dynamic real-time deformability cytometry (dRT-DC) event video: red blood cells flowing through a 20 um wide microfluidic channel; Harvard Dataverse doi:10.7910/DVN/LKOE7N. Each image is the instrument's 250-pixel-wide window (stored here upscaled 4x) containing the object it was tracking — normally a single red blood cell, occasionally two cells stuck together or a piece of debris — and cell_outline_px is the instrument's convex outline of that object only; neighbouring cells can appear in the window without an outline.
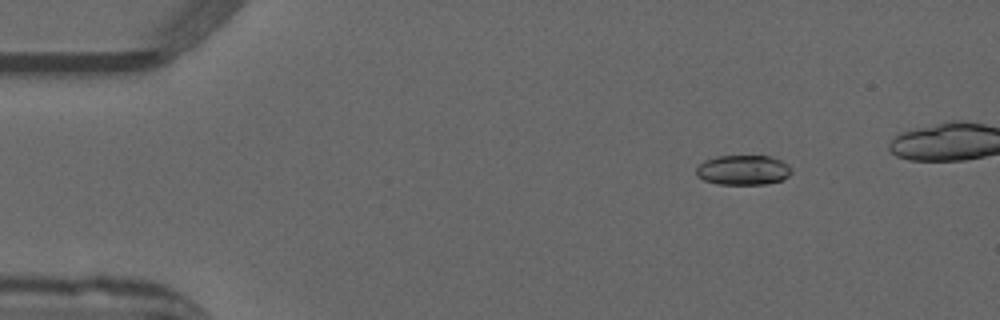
{"species": "common noctule bat (a hibernating species)", "species_latin": "Nyctalus noctula", "temperature_condition": "warm", "stored_images_in_passage": 46, "camera_frame_rate_fps": 3000, "um_per_image_px": 0.085, "animal": {"sex": "male", "forearm_length_mm": 52.5}, "frame": {"image": 1, "passage_image": 7, "time_ms": 2.0, "image_size_px": [1000, 320], "cell_outline_px": [[792, 172], [788, 176], [780, 180], [764, 184], [716, 184], [704, 180], [696, 176], [696, 168], [704, 160], [720, 156], [768, 156], [780, 160], [788, 164], [792, 168]], "centroid_in_image_um": [63.15, 14.45], "position_along_channel_um": 21.8, "area_um2": 16.53}}
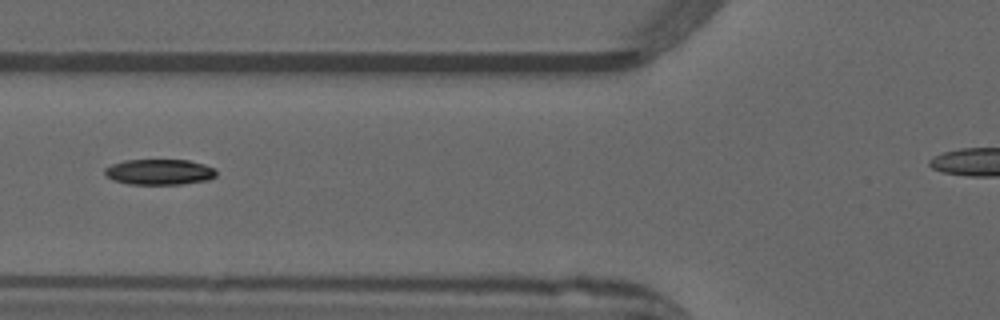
{"frame": {"image": 2, "passage_image": 20, "time_ms": 6.333, "image_size_px": [1000, 320], "cell_outline_px": [[216, 176], [208, 180], [180, 184], [128, 184], [112, 180], [104, 172], [104, 168], [112, 164], [124, 160], [188, 160], [204, 164], [216, 168]], "centroid_in_image_um": [13.55, 14.61], "position_along_channel_um": 112.2, "area_um2": 16.7}}
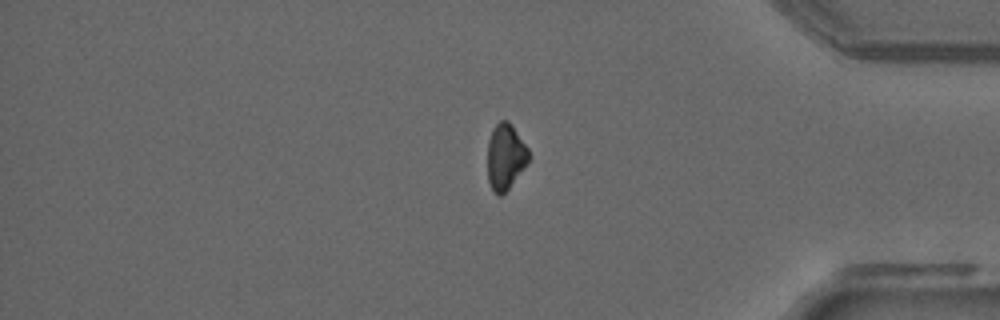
{"frame": {"image": 3, "passage_image": 43, "time_ms": 14.0, "image_size_px": [1000, 320], "cell_outline_px": [[528, 160], [508, 188], [500, 196], [496, 196], [488, 180], [488, 140], [492, 128], [500, 120], [508, 120], [528, 148]], "centroid_in_image_um": [42.92, 13.29], "position_along_channel_um": 392.3, "area_um2": 15.43}}